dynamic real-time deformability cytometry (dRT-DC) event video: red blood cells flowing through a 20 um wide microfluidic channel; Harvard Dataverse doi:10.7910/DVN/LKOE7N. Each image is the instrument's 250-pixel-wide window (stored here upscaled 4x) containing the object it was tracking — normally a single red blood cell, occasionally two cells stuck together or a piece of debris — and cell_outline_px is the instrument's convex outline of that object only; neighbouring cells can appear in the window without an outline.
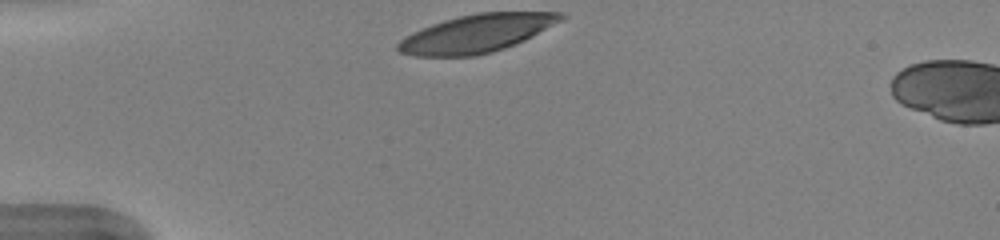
{"species": "human", "species_latin": "Homo sapiens", "temperature_condition": "warm", "stored_images_in_passage": 31, "camera_frame_rate_fps": 3000, "um_per_image_px": 0.085, "donor": {"sex": "female"}, "frame": {"image": 1, "passage_image": 1, "time_ms": 0.0, "image_size_px": [1000, 240], "cell_outline_px": [[568, 16], [564, 20], [516, 44], [492, 52], [476, 56], [416, 56], [400, 52], [396, 48], [396, 44], [404, 36], [412, 32], [432, 24], [444, 20], [476, 12], [560, 12]], "centroid_in_image_um": [40.53, 2.84], "position_along_channel_um": 44.5, "area_um2": 36.13}}
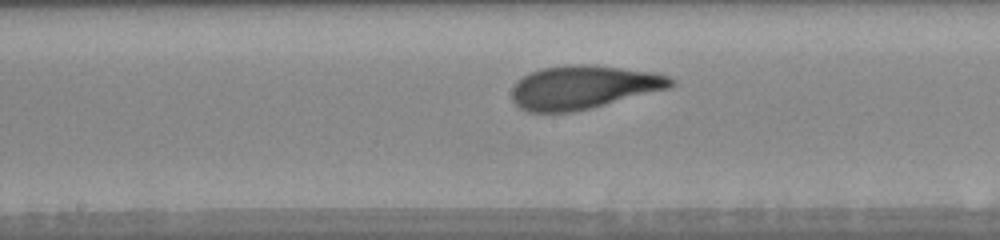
{"frame": {"image": 2, "passage_image": 15, "time_ms": 4.667, "image_size_px": [1000, 240], "cell_outline_px": [[676, 84], [672, 88], [572, 112], [528, 112], [520, 108], [512, 100], [512, 88], [516, 80], [532, 72], [544, 68], [568, 64], [592, 64], [656, 72], [668, 76], [676, 80]], "centroid_in_image_um": [49.63, 7.4], "position_along_channel_um": 198.6, "area_um2": 40.52}}
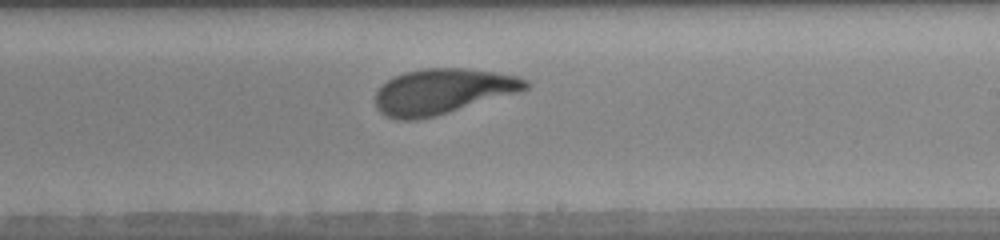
{"frame": {"image": 3, "passage_image": 19, "time_ms": 6.0, "image_size_px": [1000, 240], "cell_outline_px": [[532, 84], [528, 88], [520, 92], [448, 112], [416, 120], [400, 120], [388, 116], [380, 112], [376, 108], [376, 92], [388, 80], [404, 72], [424, 68], [460, 68], [492, 72], [516, 76], [528, 80]], "centroid_in_image_um": [37.63, 7.76], "position_along_channel_um": 251.4, "area_um2": 39.25}, "authors_computed_cell_mechanics": {"area_um2": 39.2462, "velocity_mm_per_s": 3.9765, "shape_relaxation_time_tau1_ms": 2.4688, "shape_relaxation_time_tau2_ms": 1.0937, "deformation_change_tau1": 0.1577, "deformation_change_tau2": 0.0868}}